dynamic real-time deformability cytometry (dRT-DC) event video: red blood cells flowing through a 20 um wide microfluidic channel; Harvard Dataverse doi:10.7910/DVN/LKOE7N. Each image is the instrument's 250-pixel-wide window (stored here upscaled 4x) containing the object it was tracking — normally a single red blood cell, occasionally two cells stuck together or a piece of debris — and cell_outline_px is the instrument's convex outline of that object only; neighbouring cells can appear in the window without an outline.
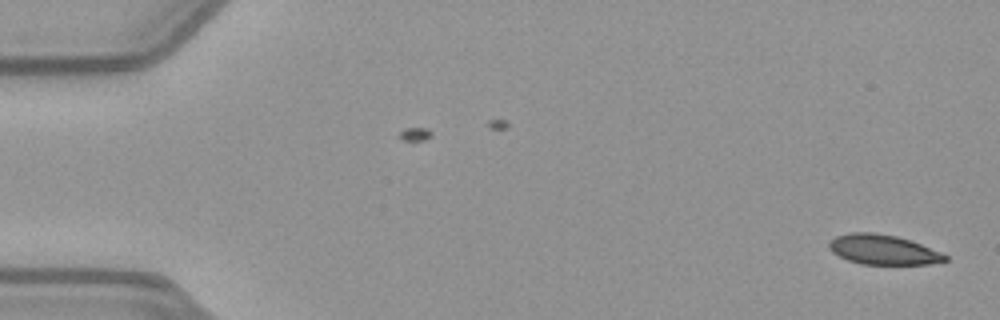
{"species": "common noctule bat (a hibernating species)", "species_latin": "Nyctalus noctula", "temperature_condition": "warm", "stored_images_in_passage": 52, "camera_frame_rate_fps": 3000, "um_per_image_px": 0.085, "animal": {"sex": "female", "body_mass_g": 21.9}, "frame": {"image": 1, "passage_image": 1, "time_ms": 0.0, "image_size_px": [1000, 320], "cell_outline_px": [[948, 260], [928, 264], [860, 264], [848, 260], [832, 252], [828, 248], [828, 244], [836, 236], [852, 232], [876, 232], [896, 236], [912, 240], [940, 252], [948, 256]], "centroid_in_image_um": [75.06, 21.21], "position_along_channel_um": 9.9, "area_um2": 20.17}}
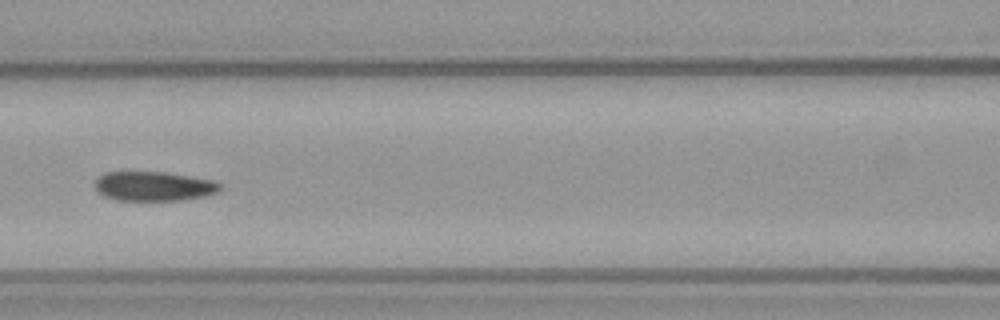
{"frame": {"image": 2, "passage_image": 23, "time_ms": 7.333, "image_size_px": [1000, 320], "cell_outline_px": [[220, 188], [216, 192], [204, 196], [184, 200], [116, 200], [104, 196], [96, 192], [96, 180], [104, 172], [164, 172], [212, 180], [220, 184]], "centroid_in_image_um": [13.03, 15.83], "position_along_channel_um": 153.6, "area_um2": 21.27}}
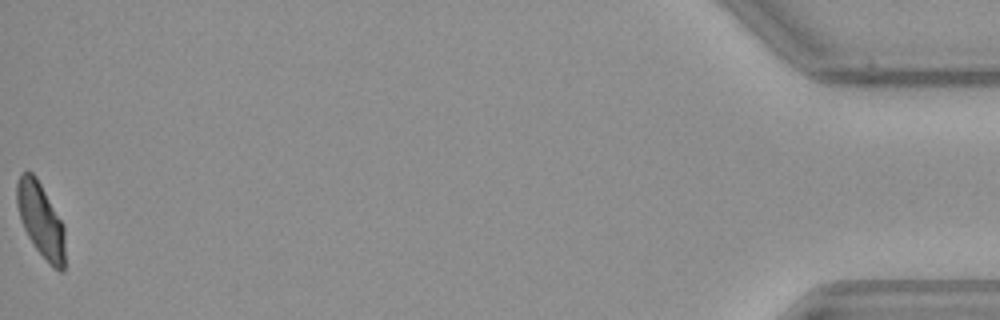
{"frame": {"image": 3, "passage_image": 52, "time_ms": 17.0, "image_size_px": [1000, 320], "cell_outline_px": [[64, 272], [60, 272], [52, 268], [36, 248], [28, 236], [24, 228], [16, 204], [16, 184], [20, 176], [24, 172], [32, 172], [36, 176], [64, 224]], "centroid_in_image_um": [3.48, 18.72], "position_along_channel_um": 431.7, "area_um2": 20.81}, "authors_computed_cell_mechanics": {"area_um2": 21.9351, "velocity_mm_per_s": 3.9525, "shape_relaxation_time_tau1_ms": null, "shape_relaxation_time_tau2_ms": 2.8466, "deformation_change_tau1": null, "deformation_change_tau2": 0.0594}}